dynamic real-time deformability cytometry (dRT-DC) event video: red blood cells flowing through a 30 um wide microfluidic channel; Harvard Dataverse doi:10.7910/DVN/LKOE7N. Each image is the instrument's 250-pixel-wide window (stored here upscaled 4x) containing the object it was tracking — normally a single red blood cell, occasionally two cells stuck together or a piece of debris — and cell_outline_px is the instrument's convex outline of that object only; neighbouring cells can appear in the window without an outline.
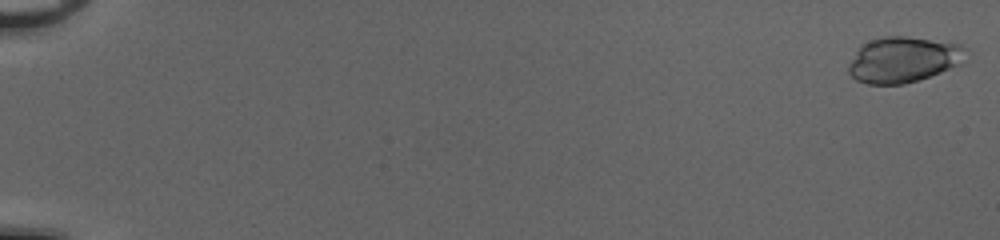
{"species": "common noctule bat (a hibernating species)", "species_latin": "Nyctalus noctula", "temperature_condition": "cold", "stored_images_in_passage": 53, "camera_frame_rate_fps": 3000, "um_per_image_px": 0.085, "animal": {"sex": "female", "body_mass_g": 20.0, "forearm_length_mm": 54.0}, "frame": {"image": 1, "passage_image": 1, "time_ms": 0.0, "image_size_px": [1000, 240], "cell_outline_px": [[968, 48], [960, 64], [940, 72], [904, 84], [868, 84], [856, 80], [848, 72], [848, 64], [860, 44], [884, 36], [908, 36], [960, 44]], "centroid_in_image_um": [76.75, 5.05], "position_along_channel_um": 8.3, "area_um2": 31.15}}
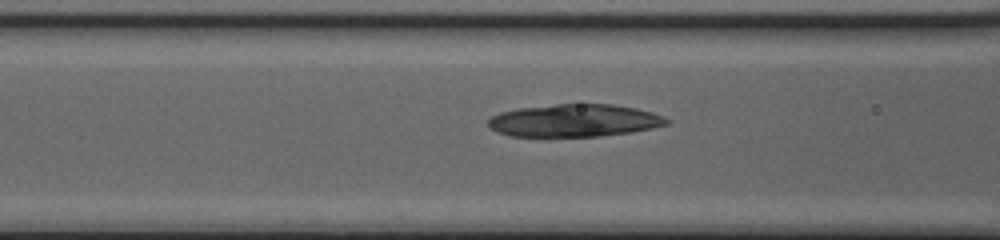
{"frame": {"image": 2, "passage_image": 24, "time_ms": 7.667, "image_size_px": [1000, 240], "cell_outline_px": [[672, 120], [668, 124], [652, 128], [632, 132], [600, 136], [508, 136], [496, 132], [488, 128], [488, 120], [492, 116], [500, 112], [516, 108], [556, 104], [612, 104], [636, 108], [652, 112], [664, 116]], "centroid_in_image_um": [48.82, 10.24], "position_along_channel_um": 117.8, "area_um2": 34.16}}
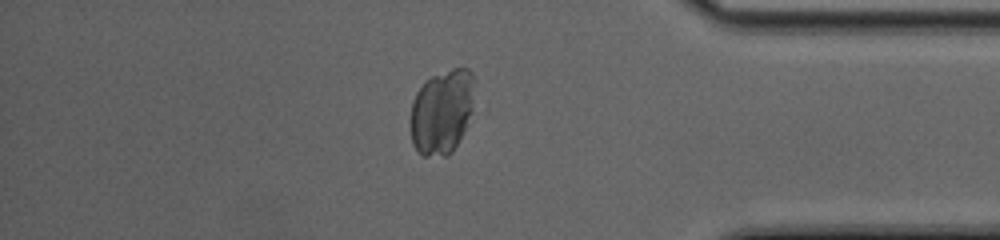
{"frame": {"image": 3, "passage_image": 46, "time_ms": 15.0, "image_size_px": [1000, 240], "cell_outline_px": [[476, 80], [472, 108], [464, 132], [452, 152], [448, 156], [424, 156], [412, 144], [412, 104], [416, 92], [424, 80], [432, 76], [452, 68], [468, 68], [472, 72]], "centroid_in_image_um": [37.6, 9.46], "position_along_channel_um": 397.6, "area_um2": 31.67}}